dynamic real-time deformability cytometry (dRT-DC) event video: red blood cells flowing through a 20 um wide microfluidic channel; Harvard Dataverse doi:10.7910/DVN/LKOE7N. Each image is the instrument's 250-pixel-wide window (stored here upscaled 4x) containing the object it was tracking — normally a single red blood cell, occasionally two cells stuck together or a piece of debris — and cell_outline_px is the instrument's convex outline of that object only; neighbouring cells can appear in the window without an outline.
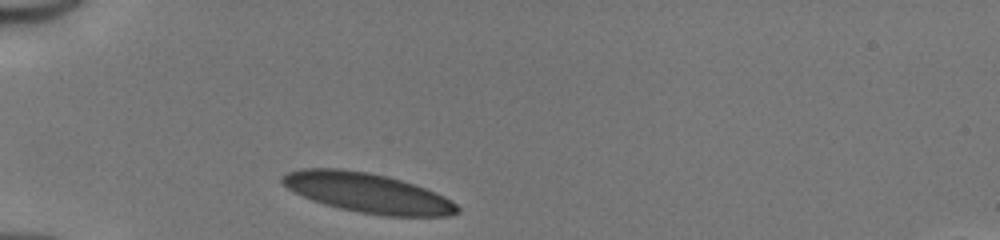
{"species": "human", "species_latin": "Homo sapiens", "temperature_condition": "cold", "stored_images_in_passage": 28, "camera_frame_rate_fps": 3000, "um_per_image_px": 0.085, "donor": {"sex": "male"}, "frame": {"image": 1, "passage_image": 1, "time_ms": 0.0, "image_size_px": [1000, 240], "cell_outline_px": [[460, 212], [448, 216], [380, 216], [340, 208], [324, 204], [312, 200], [288, 188], [280, 180], [280, 176], [288, 172], [300, 168], [340, 168], [368, 172], [388, 176], [436, 192], [444, 196], [456, 204], [460, 208]], "centroid_in_image_um": [31.25, 16.39], "position_along_channel_um": 53.8, "area_um2": 40.34}}
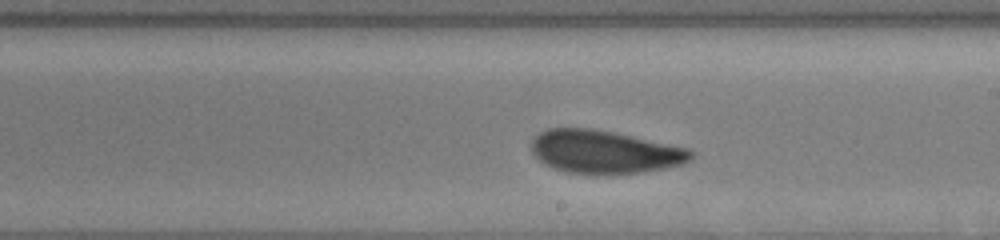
{"frame": {"image": 2, "passage_image": 16, "time_ms": 5.0, "image_size_px": [1000, 240], "cell_outline_px": [[696, 156], [684, 164], [664, 168], [640, 172], [612, 176], [608, 176], [568, 172], [552, 168], [544, 164], [532, 152], [532, 140], [540, 132], [548, 128], [592, 128], [632, 136], [688, 148], [696, 152]], "centroid_in_image_um": [51.41, 12.93], "position_along_channel_um": 237.6, "area_um2": 40.52}}
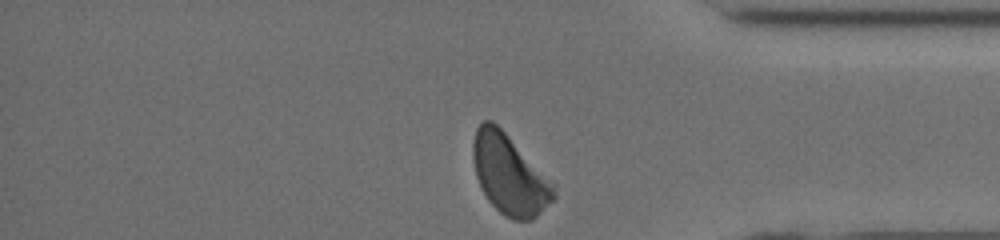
{"frame": {"image": 3, "passage_image": 28, "time_ms": 9.0, "image_size_px": [1000, 240], "cell_outline_px": [[556, 196], [532, 220], [512, 220], [504, 216], [488, 200], [476, 176], [472, 156], [472, 144], [476, 128], [484, 120], [492, 120], [556, 184]], "centroid_in_image_um": [43.31, 14.85], "position_along_channel_um": 391.9, "area_um2": 37.28}, "authors_computed_cell_mechanics": {"area_um2": 40.1421, "velocity_mm_per_s": 4.1224, "shape_relaxation_time_tau1_ms": 3.1725, "shape_relaxation_time_tau2_ms": 1.0444, "deformation_change_tau1": 0.1099, "deformation_change_tau2": 0.0674}}